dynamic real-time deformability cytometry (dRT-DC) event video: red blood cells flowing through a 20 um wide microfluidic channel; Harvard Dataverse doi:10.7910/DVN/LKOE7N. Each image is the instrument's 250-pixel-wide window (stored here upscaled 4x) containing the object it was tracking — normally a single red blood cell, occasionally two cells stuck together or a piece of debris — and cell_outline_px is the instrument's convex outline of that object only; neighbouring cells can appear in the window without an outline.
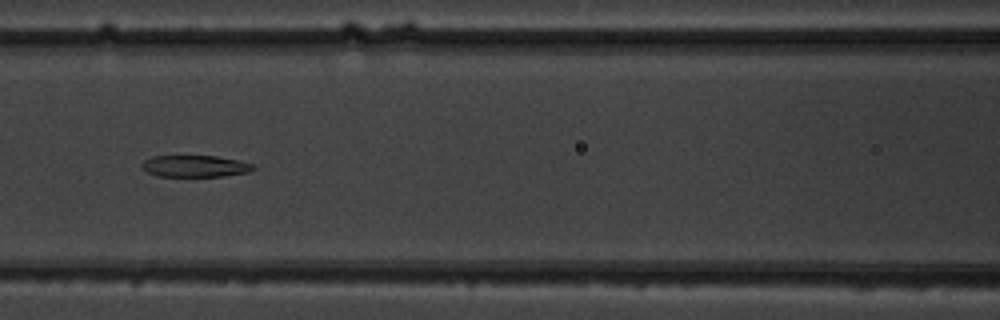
{"species": "common noctule bat (a hibernating species)", "species_latin": "Nyctalus noctula", "temperature_condition": "warm", "stored_images_in_passage": 9, "camera_frame_rate_fps": 3000, "um_per_image_px": 0.085, "animal": {"sex": "male", "body_mass_g": 19.5, "forearm_length_mm": 54.6}, "frame": {"image": 1, "passage_image": 6, "time_ms": 6.667, "image_size_px": [1000, 320], "cell_outline_px": [[256, 168], [248, 172], [224, 176], [156, 176], [148, 172], [140, 164], [144, 160], [152, 156], [216, 156], [256, 164]], "centroid_in_image_um": [16.6, 14.12], "position_along_channel_um": 150.0, "area_um2": 14.05}}
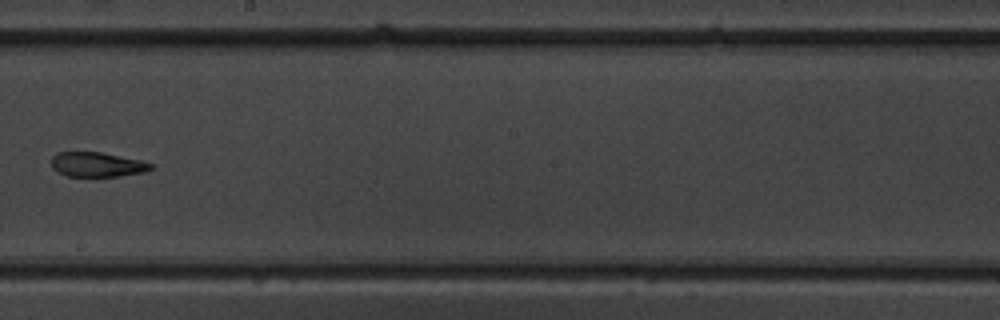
{"frame": {"image": 2, "passage_image": 8, "time_ms": 9.0, "image_size_px": [1000, 320], "cell_outline_px": [[152, 168], [144, 172], [120, 176], [68, 176], [56, 172], [52, 168], [52, 156], [56, 152], [100, 152], [140, 160], [152, 164]], "centroid_in_image_um": [8.21, 13.98], "position_along_channel_um": 240.0, "area_um2": 14.22}}
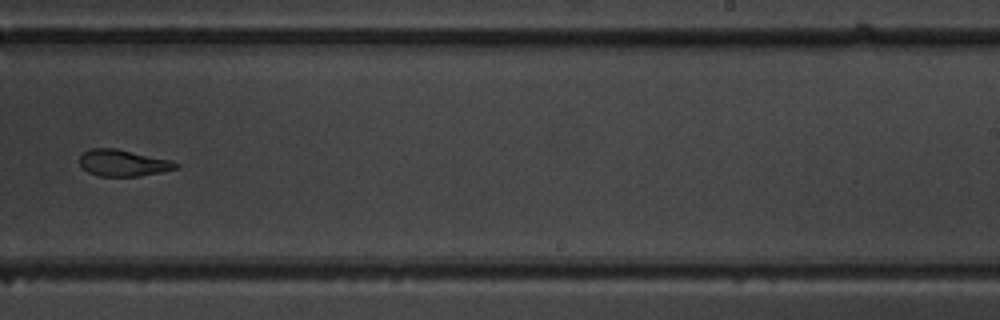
{"frame": {"image": 3, "passage_image": 9, "time_ms": 10.0, "image_size_px": [1000, 320], "cell_outline_px": [[180, 168], [140, 176], [100, 176], [88, 172], [80, 164], [80, 156], [88, 148], [116, 148], [172, 160], [180, 164]], "centroid_in_image_um": [10.5, 13.84], "position_along_channel_um": 278.5, "area_um2": 14.97}}